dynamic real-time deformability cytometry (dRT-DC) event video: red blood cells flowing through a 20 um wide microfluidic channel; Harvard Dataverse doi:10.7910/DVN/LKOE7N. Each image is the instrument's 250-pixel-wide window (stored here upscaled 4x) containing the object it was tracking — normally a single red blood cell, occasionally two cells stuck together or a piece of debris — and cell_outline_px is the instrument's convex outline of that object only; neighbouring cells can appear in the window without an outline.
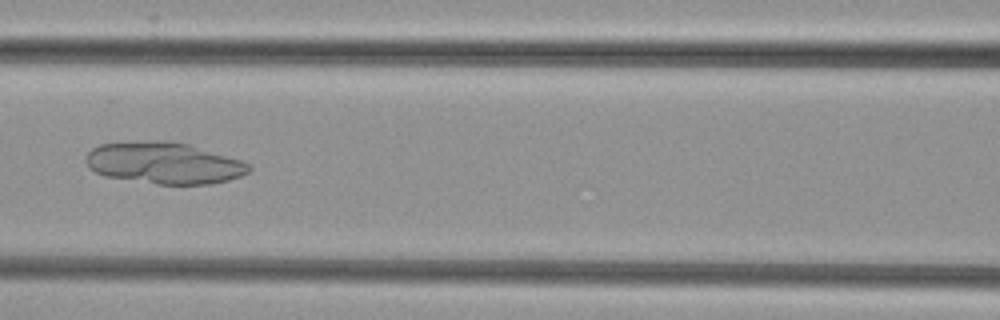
{"species": "common noctule bat (a hibernating species)", "species_latin": "Nyctalus noctula", "temperature_condition": "cold", "stored_images_in_passage": 48, "camera_frame_rate_fps": 3000, "um_per_image_px": 0.085, "animal": {"sex": "female", "body_mass_g": 29.2, "forearm_length_mm": 56.3}, "frame": {"image": 1, "passage_image": 20, "time_ms": 6.333, "image_size_px": [1000, 320], "cell_outline_px": [[252, 168], [248, 172], [240, 176], [228, 180], [212, 184], [156, 184], [104, 176], [88, 168], [84, 160], [88, 152], [92, 148], [100, 144], [164, 140], [168, 140], [188, 144], [240, 160], [248, 164]], "centroid_in_image_um": [13.91, 13.86], "position_along_channel_um": 152.7, "area_um2": 39.36}}
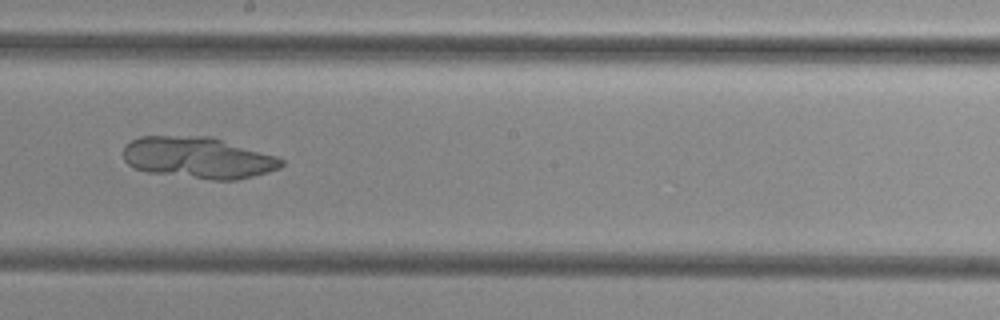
{"frame": {"image": 2, "passage_image": 26, "time_ms": 8.333, "image_size_px": [1000, 320], "cell_outline_px": [[284, 164], [280, 168], [268, 172], [236, 180], [212, 180], [148, 172], [136, 168], [128, 164], [124, 160], [124, 144], [140, 136], [212, 136], [276, 156], [284, 160]], "centroid_in_image_um": [16.85, 13.4], "position_along_channel_um": 231.4, "area_um2": 38.26}}
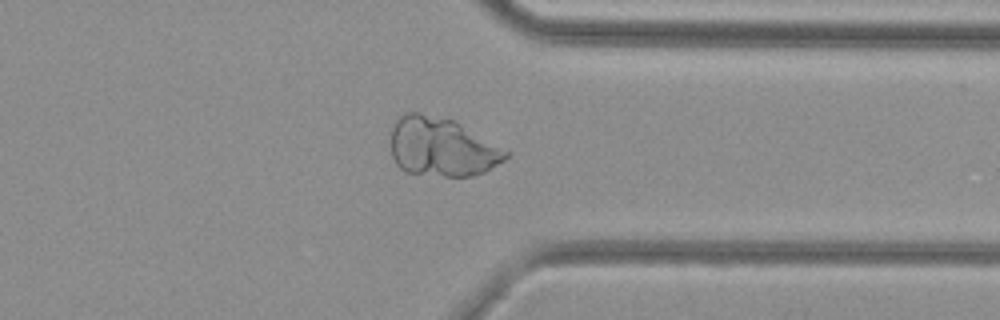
{"frame": {"image": 3, "passage_image": 37, "time_ms": 12.0, "image_size_px": [1000, 320], "cell_outline_px": [[512, 152], [504, 160], [484, 172], [472, 176], [444, 176], [404, 172], [396, 164], [392, 156], [388, 140], [392, 128], [396, 120], [404, 112], [420, 112], [456, 120]], "centroid_in_image_um": [37.54, 12.48], "position_along_channel_um": 373.9, "area_um2": 40.29}}